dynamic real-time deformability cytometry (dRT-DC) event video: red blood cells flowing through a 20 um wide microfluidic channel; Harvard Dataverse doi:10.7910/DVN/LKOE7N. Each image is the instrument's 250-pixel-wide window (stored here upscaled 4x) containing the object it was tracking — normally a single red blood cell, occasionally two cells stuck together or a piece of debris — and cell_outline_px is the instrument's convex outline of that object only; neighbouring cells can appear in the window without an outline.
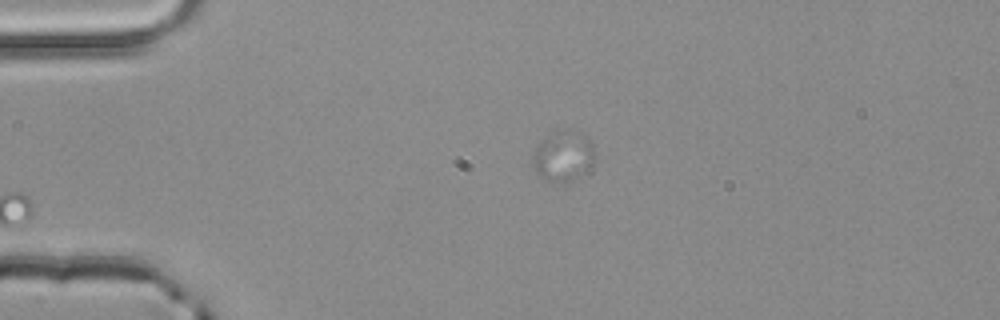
{"species": "common noctule bat (a hibernating species)", "species_latin": "Nyctalus noctula", "temperature_condition": "room temperature", "stored_images_in_passage": 4, "camera_frame_rate_fps": 3000, "um_per_image_px": 0.085, "animal": {"sex": "male", "body_mass_g": 20.4}, "frame": {"image": 1, "passage_image": 2, "time_ms": 0.333, "image_size_px": [1000, 320], "cell_outline_px": [[596, 156], [568, 184], [552, 184], [544, 180], [536, 172], [532, 164], [532, 152], [540, 140], [544, 136], [564, 128], [572, 128], [580, 132], [592, 144]], "centroid_in_image_um": [47.78, 13.25], "position_along_channel_um": 37.2, "area_um2": 18.5}}